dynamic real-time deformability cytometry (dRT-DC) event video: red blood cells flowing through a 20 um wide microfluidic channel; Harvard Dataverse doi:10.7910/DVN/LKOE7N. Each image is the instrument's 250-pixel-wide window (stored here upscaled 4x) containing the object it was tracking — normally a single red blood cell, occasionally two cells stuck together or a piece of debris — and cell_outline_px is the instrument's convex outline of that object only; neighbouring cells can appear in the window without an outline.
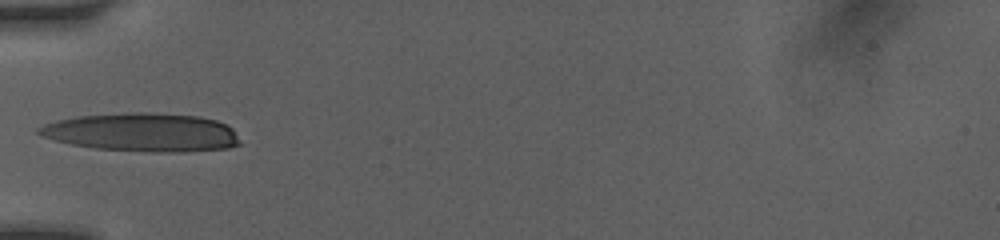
{"species": "human", "species_latin": "Homo sapiens", "temperature_condition": "room temperature", "stored_images_in_passage": 30, "camera_frame_rate_fps": 3000, "um_per_image_px": 0.085, "donor": {"sex": "female"}, "frame": {"image": 1, "passage_image": 1, "time_ms": 0.0, "image_size_px": [1000, 240], "cell_outline_px": [[240, 144], [228, 148], [180, 152], [152, 152], [96, 148], [72, 144], [40, 136], [36, 132], [36, 128], [44, 124], [56, 120], [76, 116], [136, 112], [148, 112], [200, 116], [216, 120], [228, 124], [232, 128]], "centroid_in_image_um": [12.08, 11.24], "position_along_channel_um": 72.9, "area_um2": 45.08}}
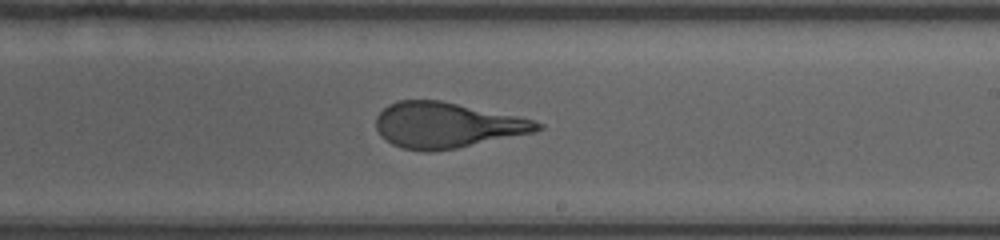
{"frame": {"image": 2, "passage_image": 16, "time_ms": 4.333, "image_size_px": [1000, 240], "cell_outline_px": [[544, 128], [532, 132], [456, 148], [432, 152], [424, 152], [400, 148], [392, 144], [380, 136], [376, 128], [376, 116], [388, 104], [396, 100], [440, 100], [536, 120], [544, 124]], "centroid_in_image_um": [37.93, 10.64], "position_along_channel_um": 251.1, "area_um2": 42.77}}
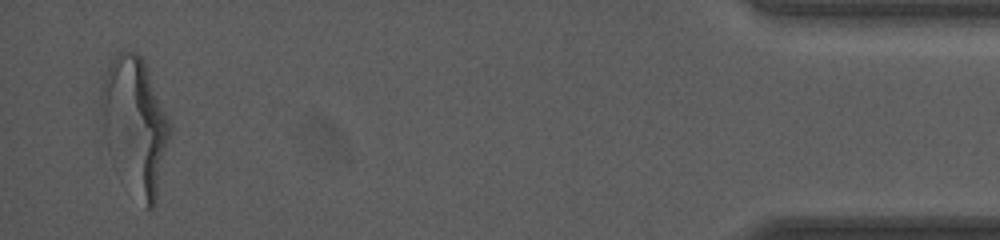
{"frame": {"image": 3, "passage_image": 30, "time_ms": 10.333, "image_size_px": [1000, 240], "cell_outline_px": [[172, 132], [156, 204], [152, 208], [144, 208], [104, 124], [100, 96], [100, 84], [112, 60], [120, 52], [136, 52], [144, 60], [168, 116]], "centroid_in_image_um": [11.6, 10.47], "position_along_channel_um": 423.6, "area_um2": 50.98}, "authors_computed_cell_mechanics": {"area_um2": 43.4078, "velocity_mm_per_s": 4.1013, "shape_relaxation_time_tau1_ms": 5.0518, "shape_relaxation_time_tau2_ms": 0.7679, "deformation_change_tau1": 0.2439, "deformation_change_tau2": 0.1028}}